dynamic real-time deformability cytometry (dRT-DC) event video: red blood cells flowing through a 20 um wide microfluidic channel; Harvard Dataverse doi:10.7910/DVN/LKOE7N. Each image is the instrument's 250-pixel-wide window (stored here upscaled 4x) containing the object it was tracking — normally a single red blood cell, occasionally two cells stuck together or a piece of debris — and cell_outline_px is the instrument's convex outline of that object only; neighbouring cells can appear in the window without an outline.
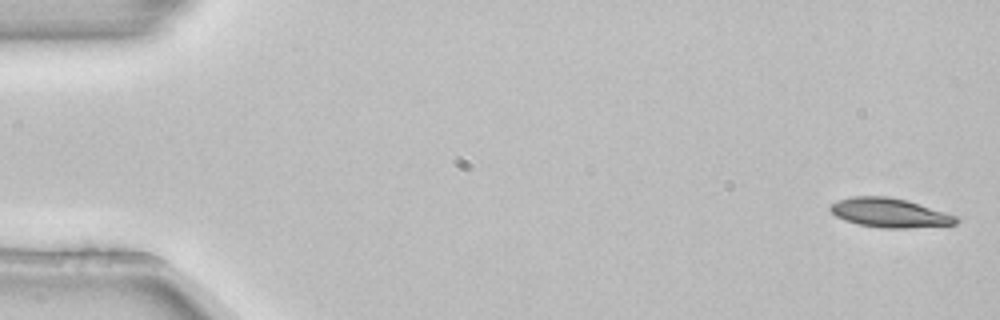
{"species": "common noctule bat (a hibernating species)", "species_latin": "Nyctalus noctula", "temperature_condition": "room temperature", "stored_images_in_passage": 4, "camera_frame_rate_fps": 3000, "um_per_image_px": 0.085, "animal": {"sex": "female", "body_mass_g": 22.7, "forearm_length_mm": 54.2}, "frame": {"image": 1, "passage_image": 1, "time_ms": 0.0, "image_size_px": [1000, 320], "cell_outline_px": [[960, 220], [956, 224], [908, 228], [880, 228], [856, 224], [844, 220], [836, 216], [828, 208], [832, 204], [840, 200], [852, 196], [888, 196], [908, 200], [956, 216]], "centroid_in_image_um": [75.61, 18.09], "position_along_channel_um": 9.4, "area_um2": 21.39}}
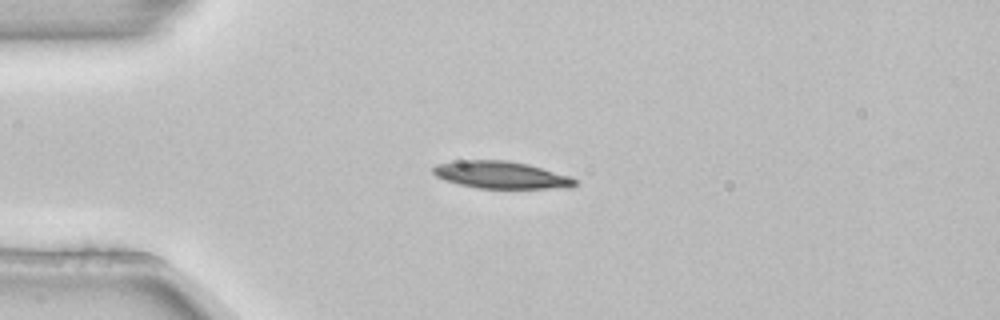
{"frame": {"image": 2, "passage_image": 3, "time_ms": 0.667, "image_size_px": [1000, 320], "cell_outline_px": [[576, 184], [572, 188], [476, 188], [444, 180], [436, 176], [432, 172], [432, 168], [436, 164], [456, 160], [508, 160], [528, 164], [572, 176], [576, 180]], "centroid_in_image_um": [42.6, 14.86], "position_along_channel_um": 42.4, "area_um2": 22.72}}